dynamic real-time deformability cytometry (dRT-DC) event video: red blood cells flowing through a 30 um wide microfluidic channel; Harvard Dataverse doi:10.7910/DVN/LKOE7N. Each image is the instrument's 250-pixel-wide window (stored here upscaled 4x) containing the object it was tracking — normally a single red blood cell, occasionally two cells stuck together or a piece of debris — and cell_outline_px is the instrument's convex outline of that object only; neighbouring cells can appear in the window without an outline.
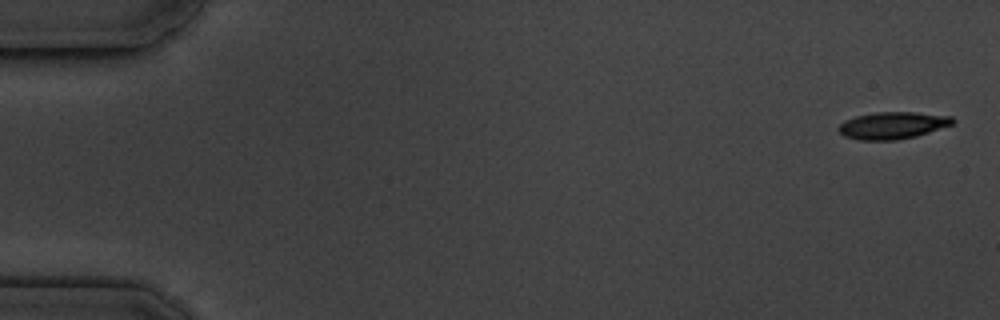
{"species": "common noctule bat (a hibernating species)", "species_latin": "Nyctalus noctula", "temperature_condition": "cold", "stored_images_in_passage": 6, "camera_frame_rate_fps": 3000, "um_per_image_px": 0.085, "animal": {"sex": "male", "body_mass_g": 19.5, "forearm_length_mm": 54.6}, "frame": {"image": 1, "passage_image": 1, "time_ms": 0.0, "image_size_px": [1000, 320], "cell_outline_px": [[956, 120], [952, 124], [916, 136], [896, 140], [860, 140], [844, 136], [836, 128], [844, 120], [856, 116], [876, 112], [912, 112], [952, 116]], "centroid_in_image_um": [75.84, 10.66], "position_along_channel_um": 9.2, "area_um2": 17.92}}
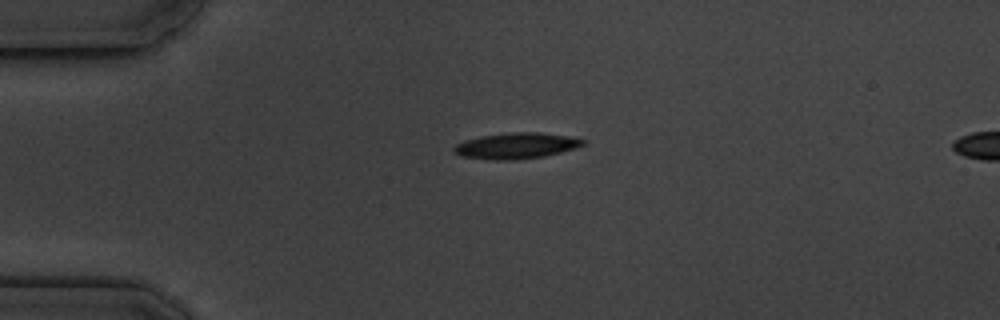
{"frame": {"image": 2, "passage_image": 4, "time_ms": 4.0, "image_size_px": [1000, 320], "cell_outline_px": [[588, 140], [584, 144], [560, 152], [544, 156], [512, 160], [496, 160], [460, 156], [452, 148], [456, 144], [464, 140], [480, 136], [508, 132], [536, 132], [568, 136]], "centroid_in_image_um": [43.85, 12.38], "position_along_channel_um": 41.2, "area_um2": 19.36}}